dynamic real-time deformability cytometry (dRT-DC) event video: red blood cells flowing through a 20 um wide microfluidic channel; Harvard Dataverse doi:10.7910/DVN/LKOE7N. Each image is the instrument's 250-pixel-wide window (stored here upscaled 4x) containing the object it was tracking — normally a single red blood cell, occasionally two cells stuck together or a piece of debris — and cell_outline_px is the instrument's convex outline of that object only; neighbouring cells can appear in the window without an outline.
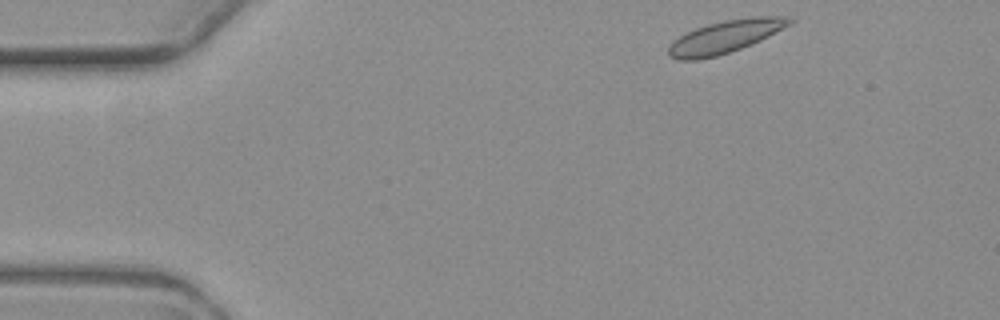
{"species": "common noctule bat (a hibernating species)", "species_latin": "Nyctalus noctula", "temperature_condition": "warm", "stored_images_in_passage": 3, "camera_frame_rate_fps": 3000, "um_per_image_px": 0.085, "animal": {"sex": "female", "body_mass_g": 19.3, "forearm_length_mm": 54.1}, "frame": {"image": 1, "passage_image": 1, "time_ms": 0.0, "image_size_px": [1000, 320], "cell_outline_px": [[796, 20], [792, 24], [760, 40], [740, 48], [716, 56], [700, 60], [676, 60], [668, 56], [668, 48], [680, 36], [696, 28], [708, 24], [724, 20], [756, 16], [788, 16]], "centroid_in_image_um": [61.67, 3.11], "position_along_channel_um": 23.3, "area_um2": 22.83}}